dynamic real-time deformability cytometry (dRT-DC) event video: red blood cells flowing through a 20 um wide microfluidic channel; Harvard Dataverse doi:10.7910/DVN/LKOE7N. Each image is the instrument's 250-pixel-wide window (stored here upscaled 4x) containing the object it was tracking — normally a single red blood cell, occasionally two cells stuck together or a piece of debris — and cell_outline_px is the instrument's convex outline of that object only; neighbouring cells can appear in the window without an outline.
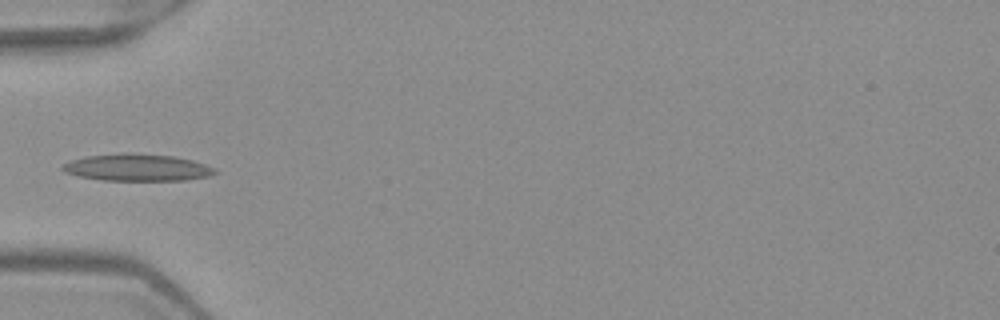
{"species": "Egyptian fruit bat (a non-hibernating species)", "species_latin": "Rousettus aegyptiacus", "temperature_condition": "warm", "stored_images_in_passage": 5, "camera_frame_rate_fps": 3000, "um_per_image_px": 0.085, "frame": {"image": 1, "passage_image": 5, "time_ms": 1.333, "image_size_px": [1000, 320], "cell_outline_px": [[216, 172], [208, 176], [184, 180], [100, 180], [80, 176], [64, 172], [60, 168], [68, 160], [88, 156], [124, 152], [128, 152], [172, 156], [192, 160], [216, 168]], "centroid_in_image_um": [11.62, 14.23], "position_along_channel_um": 73.4, "area_um2": 23.93}}